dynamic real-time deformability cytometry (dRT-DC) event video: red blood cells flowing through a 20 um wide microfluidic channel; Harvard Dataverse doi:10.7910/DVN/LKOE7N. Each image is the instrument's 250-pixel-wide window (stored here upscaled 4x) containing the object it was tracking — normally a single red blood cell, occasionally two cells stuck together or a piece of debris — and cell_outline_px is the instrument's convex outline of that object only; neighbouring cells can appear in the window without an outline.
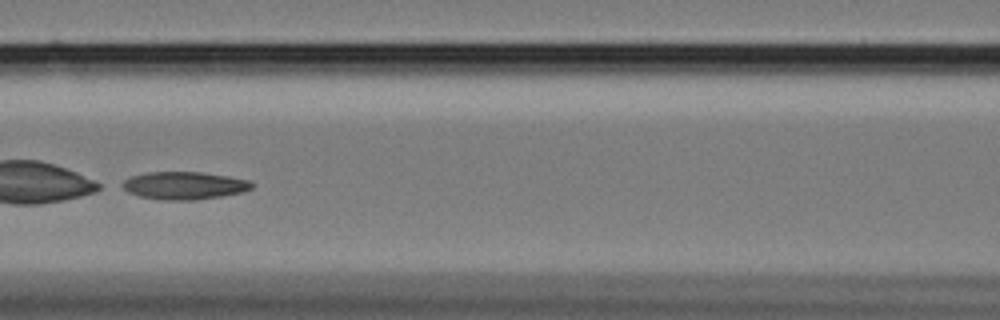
{"species": "Egyptian fruit bat (a non-hibernating species)", "species_latin": "Rousettus aegyptiacus", "temperature_condition": "cold", "stored_images_in_passage": 57, "camera_frame_rate_fps": 3000, "um_per_image_px": 0.085, "animal": {"sex": "female"}, "frame": {"image": 1, "passage_image": 25, "time_ms": 8.0, "image_size_px": [1000, 320], "cell_outline_px": [[256, 184], [252, 188], [244, 192], [196, 200], [164, 200], [140, 196], [128, 192], [116, 184], [132, 176], [148, 172], [200, 172], [228, 176], [248, 180]], "centroid_in_image_um": [15.64, 15.77], "position_along_channel_um": 151.0, "area_um2": 21.04}}